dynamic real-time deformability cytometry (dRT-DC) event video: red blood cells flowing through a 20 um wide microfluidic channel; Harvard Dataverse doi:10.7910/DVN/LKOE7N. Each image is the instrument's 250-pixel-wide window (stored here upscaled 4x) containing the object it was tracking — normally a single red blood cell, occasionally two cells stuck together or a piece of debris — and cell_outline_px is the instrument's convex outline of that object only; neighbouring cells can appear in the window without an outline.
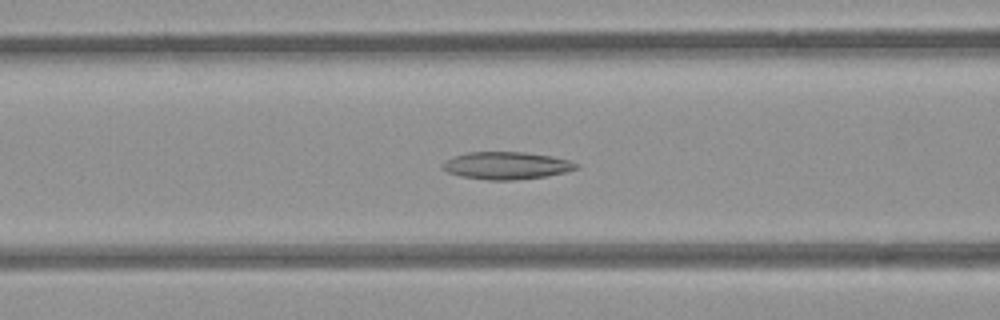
{"species": "common noctule bat (a hibernating species)", "species_latin": "Nyctalus noctula", "temperature_condition": "room temperature", "stored_images_in_passage": 38, "camera_frame_rate_fps": 3000, "um_per_image_px": 0.085, "animal": {"sex": "female", "body_mass_g": 21.9}, "frame": {"image": 1, "passage_image": 13, "time_ms": 4.0, "image_size_px": [1000, 320], "cell_outline_px": [[580, 168], [548, 176], [512, 180], [488, 180], [460, 176], [448, 172], [440, 168], [440, 164], [456, 156], [468, 152], [524, 152], [552, 156], [572, 160], [580, 164]], "centroid_in_image_um": [43.1, 14.07], "position_along_channel_um": 123.5, "area_um2": 21.5}}
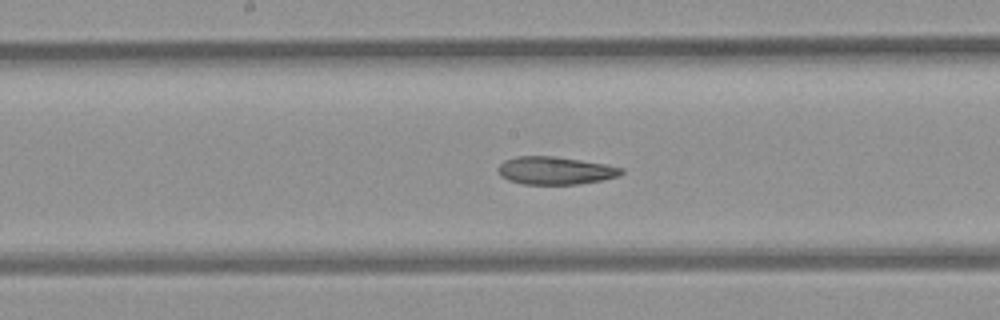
{"frame": {"image": 2, "passage_image": 19, "time_ms": 6.0, "image_size_px": [1000, 320], "cell_outline_px": [[624, 172], [616, 176], [600, 180], [576, 184], [524, 184], [508, 180], [500, 176], [496, 172], [496, 168], [504, 160], [516, 156], [556, 156], [604, 164], [624, 168]], "centroid_in_image_um": [47.12, 14.49], "position_along_channel_um": 201.1, "area_um2": 19.94}}
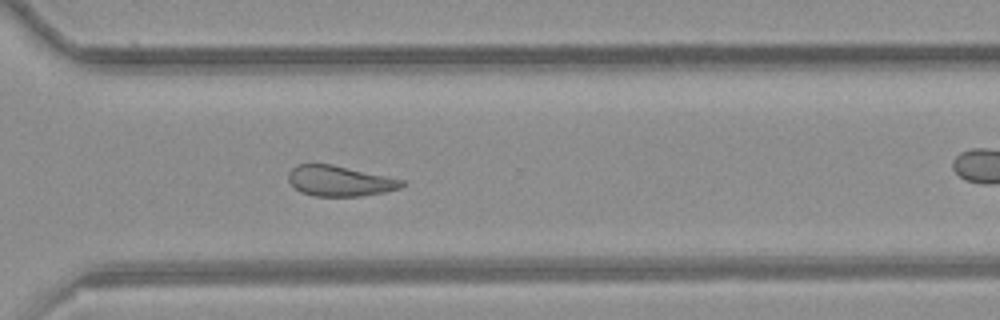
{"frame": {"image": 3, "passage_image": 30, "time_ms": 9.667, "image_size_px": [1000, 320], "cell_outline_px": [[404, 184], [400, 188], [384, 192], [360, 196], [312, 196], [300, 192], [288, 180], [288, 172], [296, 164], [332, 164], [404, 180]], "centroid_in_image_um": [28.84, 15.38], "position_along_channel_um": 341.8, "area_um2": 20.06}, "authors_computed_cell_mechanics": {"area_um2": 21.2704, "velocity_mm_per_s": 3.8626, "shape_relaxation_time_tau1_ms": null, "shape_relaxation_time_tau2_ms": 7.543, "deformation_change_tau1": null, "deformation_change_tau2": 0.1723}}